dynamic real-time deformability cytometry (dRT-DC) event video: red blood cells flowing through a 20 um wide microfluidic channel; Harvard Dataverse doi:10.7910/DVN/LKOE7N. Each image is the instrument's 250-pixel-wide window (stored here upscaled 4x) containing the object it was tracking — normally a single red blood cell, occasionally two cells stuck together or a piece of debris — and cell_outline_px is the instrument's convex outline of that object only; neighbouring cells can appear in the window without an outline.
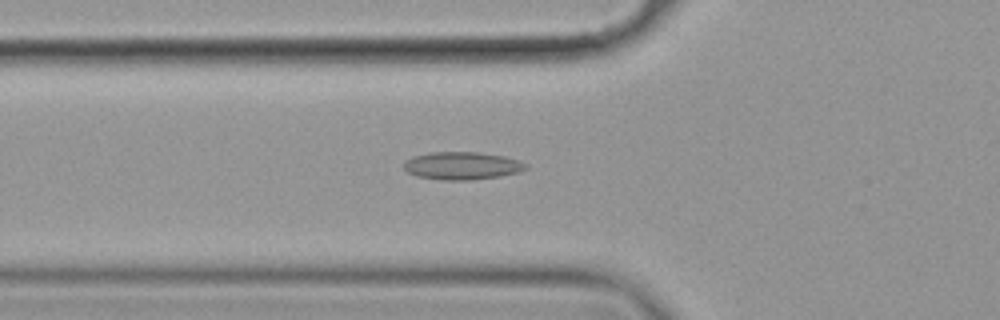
{"species": "common noctule bat (a hibernating species)", "species_latin": "Nyctalus noctula", "temperature_condition": "cold", "stored_images_in_passage": 57, "camera_frame_rate_fps": 3000, "um_per_image_px": 0.085, "animal": {"sex": "female", "body_mass_g": 19.9}, "frame": {"image": 1, "passage_image": 21, "time_ms": 6.667, "image_size_px": [1000, 320], "cell_outline_px": [[528, 168], [516, 172], [500, 176], [468, 180], [444, 180], [416, 176], [408, 172], [400, 164], [404, 160], [412, 156], [428, 152], [476, 152], [504, 156], [528, 164]], "centroid_in_image_um": [39.2, 14.08], "position_along_channel_um": 86.6, "area_um2": 19.77}}
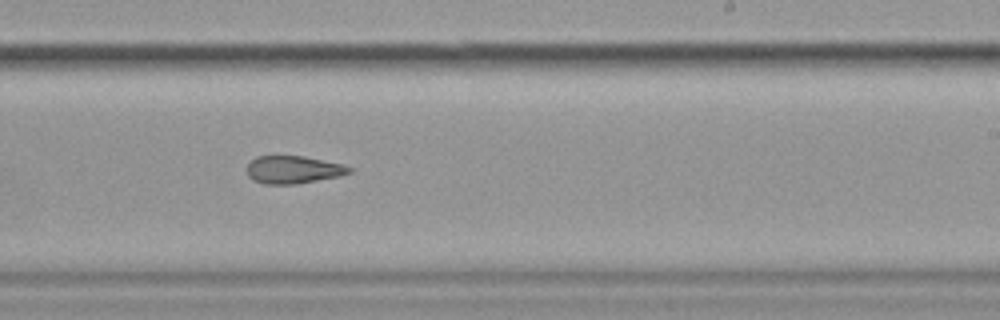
{"frame": {"image": 2, "passage_image": 36, "time_ms": 11.667, "image_size_px": [1000, 320], "cell_outline_px": [[352, 172], [340, 176], [296, 184], [264, 184], [252, 180], [248, 176], [248, 164], [256, 156], [304, 156], [340, 164], [352, 168]], "centroid_in_image_um": [24.91, 14.43], "position_along_channel_um": 264.1, "area_um2": 16.42}}
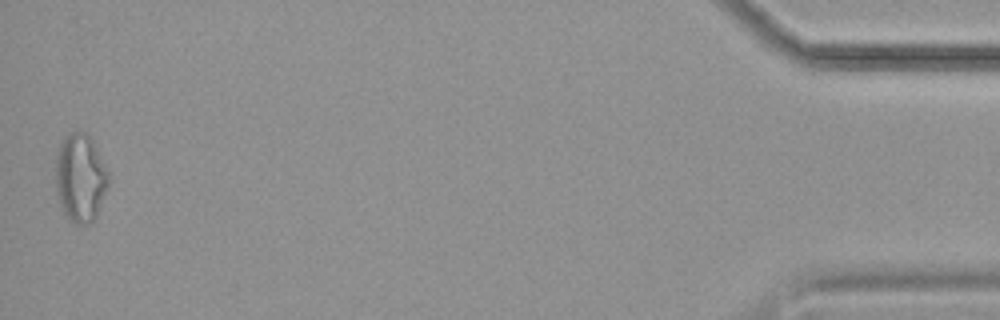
{"frame": {"image": 3, "passage_image": 57, "time_ms": 18.667, "image_size_px": [1000, 320], "cell_outline_px": [[108, 188], [96, 216], [92, 224], [76, 224], [64, 212], [60, 204], [56, 188], [56, 156], [60, 144], [64, 136], [72, 132], [88, 132], [108, 172]], "centroid_in_image_um": [6.84, 15.11], "position_along_channel_um": 428.4, "area_um2": 26.99}, "authors_computed_cell_mechanics": {"area_um2": 19.363, "velocity_mm_per_s": 3.5492, "shape_relaxation_time_tau1_ms": null, "shape_relaxation_time_tau2_ms": 3.6161, "deformation_change_tau1": null, "deformation_change_tau2": 0.1201}}